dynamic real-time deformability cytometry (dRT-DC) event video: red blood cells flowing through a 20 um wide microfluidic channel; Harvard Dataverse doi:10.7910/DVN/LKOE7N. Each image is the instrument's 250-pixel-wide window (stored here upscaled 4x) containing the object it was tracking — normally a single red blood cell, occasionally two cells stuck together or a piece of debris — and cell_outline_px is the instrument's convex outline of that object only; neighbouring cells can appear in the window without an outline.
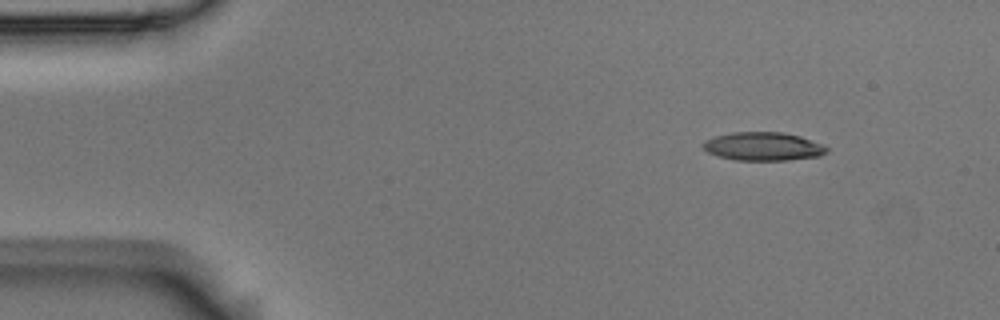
{"species": "Egyptian fruit bat (a non-hibernating species)", "species_latin": "Rousettus aegyptiacus", "temperature_condition": "room temperature", "stored_images_in_passage": 50, "camera_frame_rate_fps": 3000, "um_per_image_px": 0.085, "animal": {"sex": "male"}, "frame": {"image": 1, "passage_image": 1, "time_ms": 0.0, "image_size_px": [1000, 320], "cell_outline_px": [[828, 152], [820, 156], [788, 160], [736, 160], [716, 156], [708, 152], [700, 144], [704, 140], [716, 136], [732, 132], [784, 132], [800, 136], [824, 144], [828, 148]], "centroid_in_image_um": [64.88, 12.44], "position_along_channel_um": 20.1, "area_um2": 20.69}}
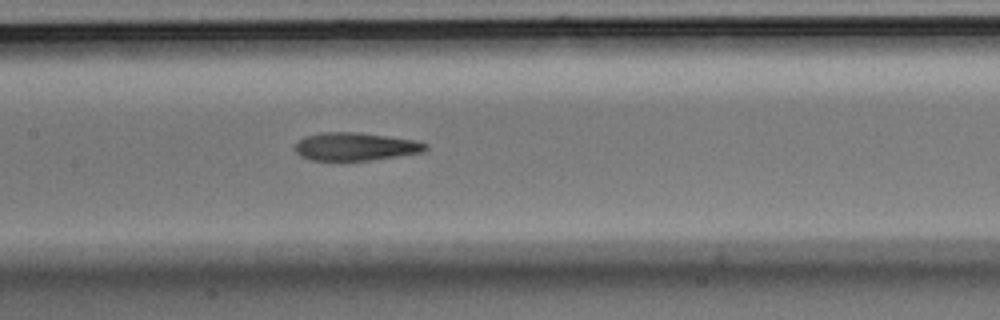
{"frame": {"image": 2, "passage_image": 21, "time_ms": 6.667, "image_size_px": [1000, 320], "cell_outline_px": [[428, 148], [424, 152], [368, 160], [312, 160], [300, 156], [292, 148], [304, 136], [320, 132], [360, 132], [416, 140], [428, 144]], "centroid_in_image_um": [30.2, 12.44], "position_along_channel_um": 177.2, "area_um2": 21.39}}
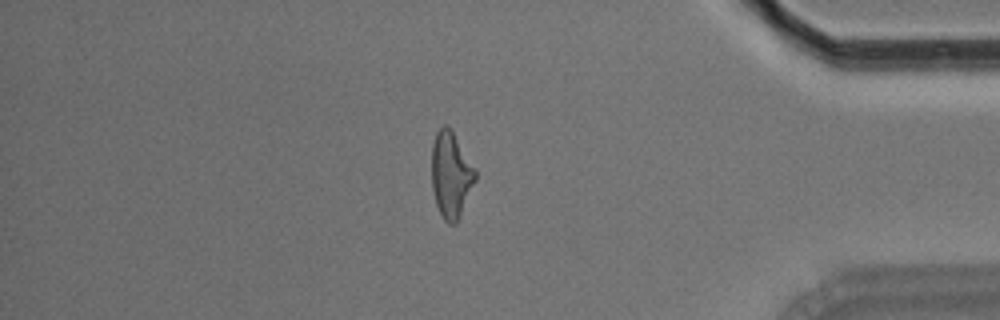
{"frame": {"image": 3, "passage_image": 42, "time_ms": 13.667, "image_size_px": [1000, 320], "cell_outline_px": [[476, 180], [456, 224], [448, 224], [444, 220], [436, 204], [432, 188], [432, 144], [436, 132], [444, 124], [448, 124], [452, 128], [476, 168]], "centroid_in_image_um": [38.34, 14.8], "position_along_channel_um": 396.9, "area_um2": 22.2}, "authors_computed_cell_mechanics": {"area_um2": 21.8195, "velocity_mm_per_s": 3.589, "shape_relaxation_time_tau1_ms": 10.7068, "shape_relaxation_time_tau2_ms": 3.3687, "deformation_change_tau1": 0.2801, "deformation_change_tau2": 0.1343}}